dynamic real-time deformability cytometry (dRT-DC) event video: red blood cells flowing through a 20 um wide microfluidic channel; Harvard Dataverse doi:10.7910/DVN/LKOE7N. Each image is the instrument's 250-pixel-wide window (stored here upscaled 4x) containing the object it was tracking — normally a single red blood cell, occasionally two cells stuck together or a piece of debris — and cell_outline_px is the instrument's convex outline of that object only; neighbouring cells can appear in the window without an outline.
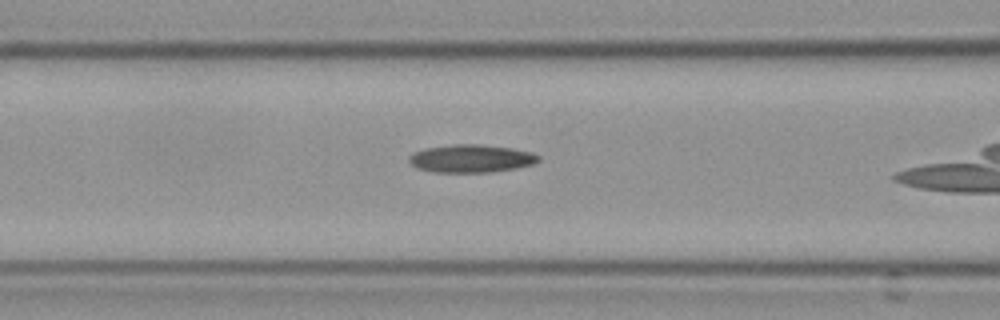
{"species": "Egyptian fruit bat (a non-hibernating species)", "species_latin": "Rousettus aegyptiacus", "temperature_condition": "cold", "stored_images_in_passage": 31, "camera_frame_rate_fps": 3000, "um_per_image_px": 0.085, "frame": {"image": 1, "passage_image": 10, "time_ms": 3.0, "image_size_px": [1000, 320], "cell_outline_px": [[540, 160], [532, 164], [516, 168], [488, 172], [436, 172], [416, 168], [408, 160], [408, 156], [412, 152], [424, 148], [452, 144], [480, 144], [512, 148], [532, 152], [540, 156]], "centroid_in_image_um": [40.02, 13.46], "position_along_channel_um": 126.6, "area_um2": 21.15}}
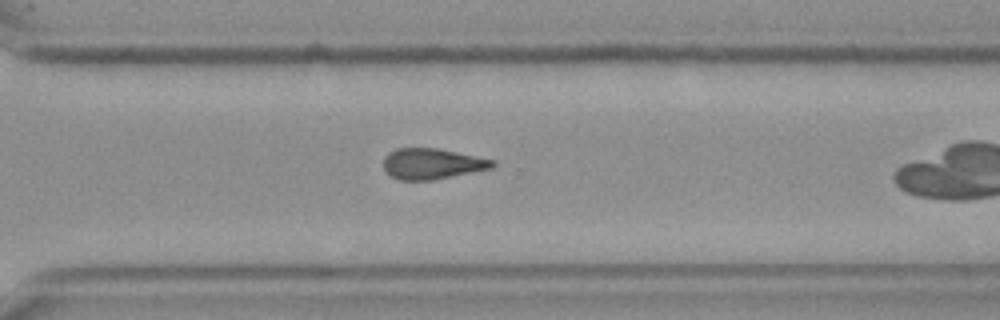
{"frame": {"image": 2, "passage_image": 27, "time_ms": 8.667, "image_size_px": [1000, 320], "cell_outline_px": [[496, 164], [492, 168], [428, 180], [400, 180], [392, 176], [384, 168], [384, 156], [388, 152], [396, 148], [436, 148], [496, 160]], "centroid_in_image_um": [36.71, 13.9], "position_along_channel_um": 333.9, "area_um2": 19.25}}